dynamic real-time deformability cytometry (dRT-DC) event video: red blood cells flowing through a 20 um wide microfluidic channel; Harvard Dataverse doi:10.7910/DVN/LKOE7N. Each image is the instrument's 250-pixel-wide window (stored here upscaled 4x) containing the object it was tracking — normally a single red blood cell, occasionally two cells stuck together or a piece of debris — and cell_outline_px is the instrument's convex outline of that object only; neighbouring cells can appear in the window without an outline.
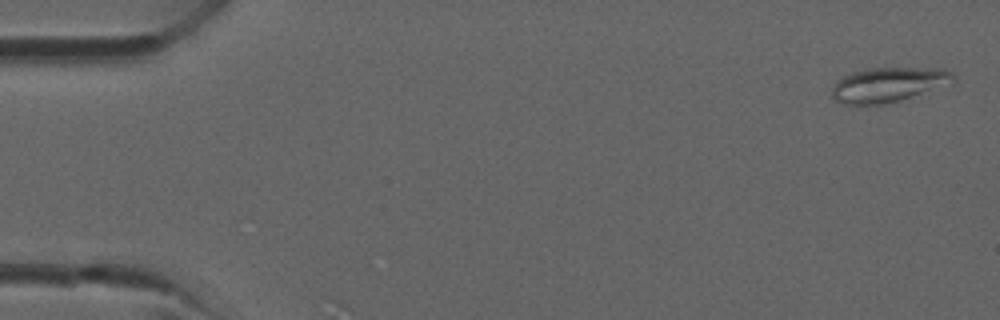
{"species": "common noctule bat (a hibernating species)", "species_latin": "Nyctalus noctula", "temperature_condition": "room temperature", "stored_images_in_passage": 39, "camera_frame_rate_fps": 3000, "um_per_image_px": 0.085, "animal": {"sex": "male", "forearm_length_mm": 52.5}, "frame": {"image": 1, "passage_image": 1, "time_ms": 0.0, "image_size_px": [1000, 320], "cell_outline_px": [[956, 80], [952, 84], [900, 100], [884, 104], [844, 104], [836, 100], [832, 96], [832, 88], [836, 80], [840, 76], [852, 72], [868, 68], [944, 68], [952, 72], [956, 76]], "centroid_in_image_um": [75.54, 7.18], "position_along_channel_um": 9.5, "area_um2": 24.8}}
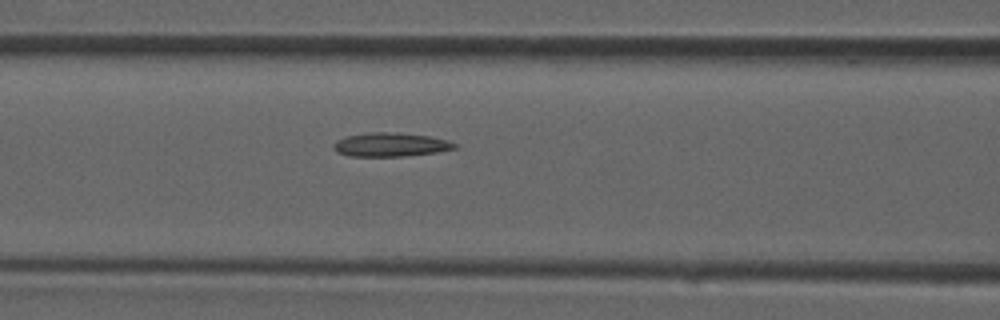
{"frame": {"image": 2, "passage_image": 16, "time_ms": 5.0, "image_size_px": [1000, 320], "cell_outline_px": [[456, 148], [436, 152], [404, 156], [348, 156], [336, 152], [332, 148], [332, 144], [336, 140], [348, 136], [368, 132], [392, 132], [432, 136], [448, 140], [456, 144]], "centroid_in_image_um": [33.16, 12.29], "position_along_channel_um": 133.4, "area_um2": 16.88}}
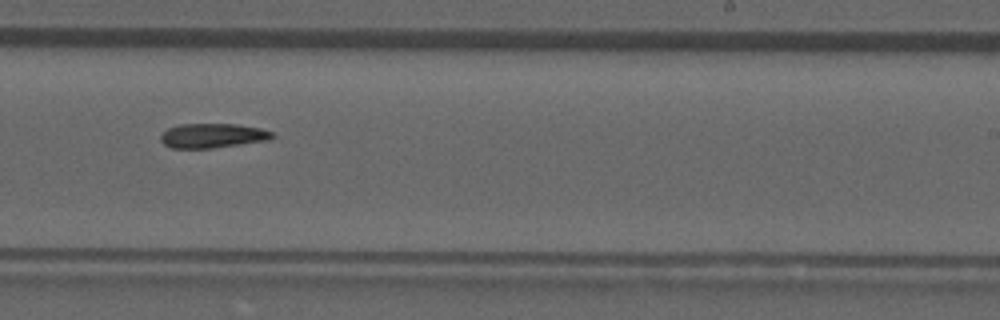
{"frame": {"image": 3, "passage_image": 24, "time_ms": 7.667, "image_size_px": [1000, 320], "cell_outline_px": [[276, 136], [268, 140], [212, 148], [172, 148], [164, 144], [160, 140], [160, 136], [168, 128], [180, 124], [236, 124], [260, 128], [272, 132]], "centroid_in_image_um": [18.07, 11.53], "position_along_channel_um": 270.9, "area_um2": 15.84}}